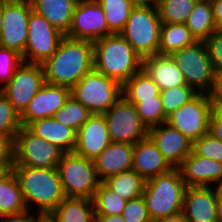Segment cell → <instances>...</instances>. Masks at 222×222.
Here are the masks:
<instances>
[{
    "instance_id": "obj_41",
    "label": "cell",
    "mask_w": 222,
    "mask_h": 222,
    "mask_svg": "<svg viewBox=\"0 0 222 222\" xmlns=\"http://www.w3.org/2000/svg\"><path fill=\"white\" fill-rule=\"evenodd\" d=\"M122 216L126 222H153L149 216L143 195L127 201Z\"/></svg>"
},
{
    "instance_id": "obj_4",
    "label": "cell",
    "mask_w": 222,
    "mask_h": 222,
    "mask_svg": "<svg viewBox=\"0 0 222 222\" xmlns=\"http://www.w3.org/2000/svg\"><path fill=\"white\" fill-rule=\"evenodd\" d=\"M186 187L179 168L146 180L143 198L152 221L181 213Z\"/></svg>"
},
{
    "instance_id": "obj_21",
    "label": "cell",
    "mask_w": 222,
    "mask_h": 222,
    "mask_svg": "<svg viewBox=\"0 0 222 222\" xmlns=\"http://www.w3.org/2000/svg\"><path fill=\"white\" fill-rule=\"evenodd\" d=\"M134 145L111 142L95 159V169L101 182L108 177L132 170Z\"/></svg>"
},
{
    "instance_id": "obj_42",
    "label": "cell",
    "mask_w": 222,
    "mask_h": 222,
    "mask_svg": "<svg viewBox=\"0 0 222 222\" xmlns=\"http://www.w3.org/2000/svg\"><path fill=\"white\" fill-rule=\"evenodd\" d=\"M214 72L222 71V29L215 30L205 41Z\"/></svg>"
},
{
    "instance_id": "obj_33",
    "label": "cell",
    "mask_w": 222,
    "mask_h": 222,
    "mask_svg": "<svg viewBox=\"0 0 222 222\" xmlns=\"http://www.w3.org/2000/svg\"><path fill=\"white\" fill-rule=\"evenodd\" d=\"M95 215H122L127 200L118 196L104 182H100L93 196Z\"/></svg>"
},
{
    "instance_id": "obj_1",
    "label": "cell",
    "mask_w": 222,
    "mask_h": 222,
    "mask_svg": "<svg viewBox=\"0 0 222 222\" xmlns=\"http://www.w3.org/2000/svg\"><path fill=\"white\" fill-rule=\"evenodd\" d=\"M42 67L45 82L72 88L94 68L93 42L64 36Z\"/></svg>"
},
{
    "instance_id": "obj_52",
    "label": "cell",
    "mask_w": 222,
    "mask_h": 222,
    "mask_svg": "<svg viewBox=\"0 0 222 222\" xmlns=\"http://www.w3.org/2000/svg\"><path fill=\"white\" fill-rule=\"evenodd\" d=\"M135 2L137 5L138 4H154L156 0H132Z\"/></svg>"
},
{
    "instance_id": "obj_11",
    "label": "cell",
    "mask_w": 222,
    "mask_h": 222,
    "mask_svg": "<svg viewBox=\"0 0 222 222\" xmlns=\"http://www.w3.org/2000/svg\"><path fill=\"white\" fill-rule=\"evenodd\" d=\"M27 34L28 39L22 59L23 62L34 64H43L49 59L65 36L33 9L28 18Z\"/></svg>"
},
{
    "instance_id": "obj_31",
    "label": "cell",
    "mask_w": 222,
    "mask_h": 222,
    "mask_svg": "<svg viewBox=\"0 0 222 222\" xmlns=\"http://www.w3.org/2000/svg\"><path fill=\"white\" fill-rule=\"evenodd\" d=\"M160 94L159 87L141 69L122 85V96L128 102H141L143 99H155Z\"/></svg>"
},
{
    "instance_id": "obj_48",
    "label": "cell",
    "mask_w": 222,
    "mask_h": 222,
    "mask_svg": "<svg viewBox=\"0 0 222 222\" xmlns=\"http://www.w3.org/2000/svg\"><path fill=\"white\" fill-rule=\"evenodd\" d=\"M14 161H0V181L7 178L13 172Z\"/></svg>"
},
{
    "instance_id": "obj_36",
    "label": "cell",
    "mask_w": 222,
    "mask_h": 222,
    "mask_svg": "<svg viewBox=\"0 0 222 222\" xmlns=\"http://www.w3.org/2000/svg\"><path fill=\"white\" fill-rule=\"evenodd\" d=\"M135 105L141 121L149 129L167 121V115L164 113L160 94L155 99H143L141 102H129Z\"/></svg>"
},
{
    "instance_id": "obj_17",
    "label": "cell",
    "mask_w": 222,
    "mask_h": 222,
    "mask_svg": "<svg viewBox=\"0 0 222 222\" xmlns=\"http://www.w3.org/2000/svg\"><path fill=\"white\" fill-rule=\"evenodd\" d=\"M148 137L172 168H179L192 152L193 142L167 122L149 128Z\"/></svg>"
},
{
    "instance_id": "obj_7",
    "label": "cell",
    "mask_w": 222,
    "mask_h": 222,
    "mask_svg": "<svg viewBox=\"0 0 222 222\" xmlns=\"http://www.w3.org/2000/svg\"><path fill=\"white\" fill-rule=\"evenodd\" d=\"M62 188L66 197L93 199L100 180L94 160L75 152L63 153L57 166Z\"/></svg>"
},
{
    "instance_id": "obj_34",
    "label": "cell",
    "mask_w": 222,
    "mask_h": 222,
    "mask_svg": "<svg viewBox=\"0 0 222 222\" xmlns=\"http://www.w3.org/2000/svg\"><path fill=\"white\" fill-rule=\"evenodd\" d=\"M197 0H156L162 23H185Z\"/></svg>"
},
{
    "instance_id": "obj_53",
    "label": "cell",
    "mask_w": 222,
    "mask_h": 222,
    "mask_svg": "<svg viewBox=\"0 0 222 222\" xmlns=\"http://www.w3.org/2000/svg\"><path fill=\"white\" fill-rule=\"evenodd\" d=\"M2 25H3V13H2V3H0V37L2 33Z\"/></svg>"
},
{
    "instance_id": "obj_49",
    "label": "cell",
    "mask_w": 222,
    "mask_h": 222,
    "mask_svg": "<svg viewBox=\"0 0 222 222\" xmlns=\"http://www.w3.org/2000/svg\"><path fill=\"white\" fill-rule=\"evenodd\" d=\"M95 222H126L122 215H95Z\"/></svg>"
},
{
    "instance_id": "obj_23",
    "label": "cell",
    "mask_w": 222,
    "mask_h": 222,
    "mask_svg": "<svg viewBox=\"0 0 222 222\" xmlns=\"http://www.w3.org/2000/svg\"><path fill=\"white\" fill-rule=\"evenodd\" d=\"M142 69L161 90L187 85L183 73L170 55L155 54L142 60Z\"/></svg>"
},
{
    "instance_id": "obj_27",
    "label": "cell",
    "mask_w": 222,
    "mask_h": 222,
    "mask_svg": "<svg viewBox=\"0 0 222 222\" xmlns=\"http://www.w3.org/2000/svg\"><path fill=\"white\" fill-rule=\"evenodd\" d=\"M197 42L185 23H162L158 54L170 55L174 51Z\"/></svg>"
},
{
    "instance_id": "obj_39",
    "label": "cell",
    "mask_w": 222,
    "mask_h": 222,
    "mask_svg": "<svg viewBox=\"0 0 222 222\" xmlns=\"http://www.w3.org/2000/svg\"><path fill=\"white\" fill-rule=\"evenodd\" d=\"M22 63V55L17 51L0 47V90L10 82Z\"/></svg>"
},
{
    "instance_id": "obj_5",
    "label": "cell",
    "mask_w": 222,
    "mask_h": 222,
    "mask_svg": "<svg viewBox=\"0 0 222 222\" xmlns=\"http://www.w3.org/2000/svg\"><path fill=\"white\" fill-rule=\"evenodd\" d=\"M161 19L154 4H138L130 13L122 37L142 58L158 54Z\"/></svg>"
},
{
    "instance_id": "obj_35",
    "label": "cell",
    "mask_w": 222,
    "mask_h": 222,
    "mask_svg": "<svg viewBox=\"0 0 222 222\" xmlns=\"http://www.w3.org/2000/svg\"><path fill=\"white\" fill-rule=\"evenodd\" d=\"M91 115L92 113L81 102L70 95L53 118L61 124L78 131Z\"/></svg>"
},
{
    "instance_id": "obj_26",
    "label": "cell",
    "mask_w": 222,
    "mask_h": 222,
    "mask_svg": "<svg viewBox=\"0 0 222 222\" xmlns=\"http://www.w3.org/2000/svg\"><path fill=\"white\" fill-rule=\"evenodd\" d=\"M50 222H95L93 200L66 197L49 214Z\"/></svg>"
},
{
    "instance_id": "obj_15",
    "label": "cell",
    "mask_w": 222,
    "mask_h": 222,
    "mask_svg": "<svg viewBox=\"0 0 222 222\" xmlns=\"http://www.w3.org/2000/svg\"><path fill=\"white\" fill-rule=\"evenodd\" d=\"M112 34L100 4L96 0H78L70 29L65 36L94 42Z\"/></svg>"
},
{
    "instance_id": "obj_32",
    "label": "cell",
    "mask_w": 222,
    "mask_h": 222,
    "mask_svg": "<svg viewBox=\"0 0 222 222\" xmlns=\"http://www.w3.org/2000/svg\"><path fill=\"white\" fill-rule=\"evenodd\" d=\"M103 8L109 30L120 34L133 8L137 5L132 0H96Z\"/></svg>"
},
{
    "instance_id": "obj_13",
    "label": "cell",
    "mask_w": 222,
    "mask_h": 222,
    "mask_svg": "<svg viewBox=\"0 0 222 222\" xmlns=\"http://www.w3.org/2000/svg\"><path fill=\"white\" fill-rule=\"evenodd\" d=\"M32 5L30 0H6L2 2L3 25L0 47L12 49L23 55L28 34L27 23Z\"/></svg>"
},
{
    "instance_id": "obj_50",
    "label": "cell",
    "mask_w": 222,
    "mask_h": 222,
    "mask_svg": "<svg viewBox=\"0 0 222 222\" xmlns=\"http://www.w3.org/2000/svg\"><path fill=\"white\" fill-rule=\"evenodd\" d=\"M153 222H188V220L185 218L184 214L181 212V213H177V214L170 215L167 217L159 218Z\"/></svg>"
},
{
    "instance_id": "obj_46",
    "label": "cell",
    "mask_w": 222,
    "mask_h": 222,
    "mask_svg": "<svg viewBox=\"0 0 222 222\" xmlns=\"http://www.w3.org/2000/svg\"><path fill=\"white\" fill-rule=\"evenodd\" d=\"M209 95L216 107L222 106V71L215 72L214 85Z\"/></svg>"
},
{
    "instance_id": "obj_18",
    "label": "cell",
    "mask_w": 222,
    "mask_h": 222,
    "mask_svg": "<svg viewBox=\"0 0 222 222\" xmlns=\"http://www.w3.org/2000/svg\"><path fill=\"white\" fill-rule=\"evenodd\" d=\"M111 142L104 115L92 114L77 131L74 152L94 160Z\"/></svg>"
},
{
    "instance_id": "obj_20",
    "label": "cell",
    "mask_w": 222,
    "mask_h": 222,
    "mask_svg": "<svg viewBox=\"0 0 222 222\" xmlns=\"http://www.w3.org/2000/svg\"><path fill=\"white\" fill-rule=\"evenodd\" d=\"M182 213L188 222H218L216 187H186Z\"/></svg>"
},
{
    "instance_id": "obj_2",
    "label": "cell",
    "mask_w": 222,
    "mask_h": 222,
    "mask_svg": "<svg viewBox=\"0 0 222 222\" xmlns=\"http://www.w3.org/2000/svg\"><path fill=\"white\" fill-rule=\"evenodd\" d=\"M13 172L18 178L29 211L36 210L49 215L66 198L57 168L13 165Z\"/></svg>"
},
{
    "instance_id": "obj_37",
    "label": "cell",
    "mask_w": 222,
    "mask_h": 222,
    "mask_svg": "<svg viewBox=\"0 0 222 222\" xmlns=\"http://www.w3.org/2000/svg\"><path fill=\"white\" fill-rule=\"evenodd\" d=\"M197 94L198 93L188 85L161 90L160 97L164 113L169 116L174 110L182 107Z\"/></svg>"
},
{
    "instance_id": "obj_30",
    "label": "cell",
    "mask_w": 222,
    "mask_h": 222,
    "mask_svg": "<svg viewBox=\"0 0 222 222\" xmlns=\"http://www.w3.org/2000/svg\"><path fill=\"white\" fill-rule=\"evenodd\" d=\"M18 178L12 172L0 181V216L27 211Z\"/></svg>"
},
{
    "instance_id": "obj_25",
    "label": "cell",
    "mask_w": 222,
    "mask_h": 222,
    "mask_svg": "<svg viewBox=\"0 0 222 222\" xmlns=\"http://www.w3.org/2000/svg\"><path fill=\"white\" fill-rule=\"evenodd\" d=\"M32 9L45 17L49 23L66 35L78 0H30Z\"/></svg>"
},
{
    "instance_id": "obj_40",
    "label": "cell",
    "mask_w": 222,
    "mask_h": 222,
    "mask_svg": "<svg viewBox=\"0 0 222 222\" xmlns=\"http://www.w3.org/2000/svg\"><path fill=\"white\" fill-rule=\"evenodd\" d=\"M192 151L198 156L213 159L222 164V141L216 139L210 133L195 140Z\"/></svg>"
},
{
    "instance_id": "obj_24",
    "label": "cell",
    "mask_w": 222,
    "mask_h": 222,
    "mask_svg": "<svg viewBox=\"0 0 222 222\" xmlns=\"http://www.w3.org/2000/svg\"><path fill=\"white\" fill-rule=\"evenodd\" d=\"M26 128L35 136L52 143L64 153L74 152L77 131L61 124L53 117L37 119L29 123Z\"/></svg>"
},
{
    "instance_id": "obj_43",
    "label": "cell",
    "mask_w": 222,
    "mask_h": 222,
    "mask_svg": "<svg viewBox=\"0 0 222 222\" xmlns=\"http://www.w3.org/2000/svg\"><path fill=\"white\" fill-rule=\"evenodd\" d=\"M36 215H35V214ZM32 212L27 210L17 214H9L0 216V221L3 222H47L49 215L41 212Z\"/></svg>"
},
{
    "instance_id": "obj_44",
    "label": "cell",
    "mask_w": 222,
    "mask_h": 222,
    "mask_svg": "<svg viewBox=\"0 0 222 222\" xmlns=\"http://www.w3.org/2000/svg\"><path fill=\"white\" fill-rule=\"evenodd\" d=\"M14 143L12 136L0 133V161H14Z\"/></svg>"
},
{
    "instance_id": "obj_14",
    "label": "cell",
    "mask_w": 222,
    "mask_h": 222,
    "mask_svg": "<svg viewBox=\"0 0 222 222\" xmlns=\"http://www.w3.org/2000/svg\"><path fill=\"white\" fill-rule=\"evenodd\" d=\"M44 83L42 64L23 62L0 92L9 99L14 109L21 115Z\"/></svg>"
},
{
    "instance_id": "obj_51",
    "label": "cell",
    "mask_w": 222,
    "mask_h": 222,
    "mask_svg": "<svg viewBox=\"0 0 222 222\" xmlns=\"http://www.w3.org/2000/svg\"><path fill=\"white\" fill-rule=\"evenodd\" d=\"M217 220L222 222V194L216 189Z\"/></svg>"
},
{
    "instance_id": "obj_38",
    "label": "cell",
    "mask_w": 222,
    "mask_h": 222,
    "mask_svg": "<svg viewBox=\"0 0 222 222\" xmlns=\"http://www.w3.org/2000/svg\"><path fill=\"white\" fill-rule=\"evenodd\" d=\"M21 127L19 113L14 109L9 99L0 92V133L15 139Z\"/></svg>"
},
{
    "instance_id": "obj_45",
    "label": "cell",
    "mask_w": 222,
    "mask_h": 222,
    "mask_svg": "<svg viewBox=\"0 0 222 222\" xmlns=\"http://www.w3.org/2000/svg\"><path fill=\"white\" fill-rule=\"evenodd\" d=\"M208 133L222 141V109L220 107H216L211 114Z\"/></svg>"
},
{
    "instance_id": "obj_47",
    "label": "cell",
    "mask_w": 222,
    "mask_h": 222,
    "mask_svg": "<svg viewBox=\"0 0 222 222\" xmlns=\"http://www.w3.org/2000/svg\"><path fill=\"white\" fill-rule=\"evenodd\" d=\"M213 8V19L217 29H222V0H210Z\"/></svg>"
},
{
    "instance_id": "obj_54",
    "label": "cell",
    "mask_w": 222,
    "mask_h": 222,
    "mask_svg": "<svg viewBox=\"0 0 222 222\" xmlns=\"http://www.w3.org/2000/svg\"><path fill=\"white\" fill-rule=\"evenodd\" d=\"M217 191L222 194V180L216 185Z\"/></svg>"
},
{
    "instance_id": "obj_6",
    "label": "cell",
    "mask_w": 222,
    "mask_h": 222,
    "mask_svg": "<svg viewBox=\"0 0 222 222\" xmlns=\"http://www.w3.org/2000/svg\"><path fill=\"white\" fill-rule=\"evenodd\" d=\"M71 96L92 114H104L122 97V85L93 68L71 88Z\"/></svg>"
},
{
    "instance_id": "obj_22",
    "label": "cell",
    "mask_w": 222,
    "mask_h": 222,
    "mask_svg": "<svg viewBox=\"0 0 222 222\" xmlns=\"http://www.w3.org/2000/svg\"><path fill=\"white\" fill-rule=\"evenodd\" d=\"M132 169L145 180L169 172L173 169L149 138L134 144Z\"/></svg>"
},
{
    "instance_id": "obj_29",
    "label": "cell",
    "mask_w": 222,
    "mask_h": 222,
    "mask_svg": "<svg viewBox=\"0 0 222 222\" xmlns=\"http://www.w3.org/2000/svg\"><path fill=\"white\" fill-rule=\"evenodd\" d=\"M103 182L127 201L142 196L146 184V180L133 169L110 176Z\"/></svg>"
},
{
    "instance_id": "obj_9",
    "label": "cell",
    "mask_w": 222,
    "mask_h": 222,
    "mask_svg": "<svg viewBox=\"0 0 222 222\" xmlns=\"http://www.w3.org/2000/svg\"><path fill=\"white\" fill-rule=\"evenodd\" d=\"M216 106L209 94L198 93L182 107L174 110L167 123L194 142L209 132V121Z\"/></svg>"
},
{
    "instance_id": "obj_16",
    "label": "cell",
    "mask_w": 222,
    "mask_h": 222,
    "mask_svg": "<svg viewBox=\"0 0 222 222\" xmlns=\"http://www.w3.org/2000/svg\"><path fill=\"white\" fill-rule=\"evenodd\" d=\"M71 95V88L45 82L20 115L23 127L42 118L53 117Z\"/></svg>"
},
{
    "instance_id": "obj_3",
    "label": "cell",
    "mask_w": 222,
    "mask_h": 222,
    "mask_svg": "<svg viewBox=\"0 0 222 222\" xmlns=\"http://www.w3.org/2000/svg\"><path fill=\"white\" fill-rule=\"evenodd\" d=\"M94 69L123 85L142 69L143 58L121 34L105 36L93 42Z\"/></svg>"
},
{
    "instance_id": "obj_19",
    "label": "cell",
    "mask_w": 222,
    "mask_h": 222,
    "mask_svg": "<svg viewBox=\"0 0 222 222\" xmlns=\"http://www.w3.org/2000/svg\"><path fill=\"white\" fill-rule=\"evenodd\" d=\"M179 170L186 186L189 187H216L222 180V164L198 156L193 151L184 159Z\"/></svg>"
},
{
    "instance_id": "obj_12",
    "label": "cell",
    "mask_w": 222,
    "mask_h": 222,
    "mask_svg": "<svg viewBox=\"0 0 222 222\" xmlns=\"http://www.w3.org/2000/svg\"><path fill=\"white\" fill-rule=\"evenodd\" d=\"M103 115L112 142L134 145L148 137L149 129L141 121L135 105L123 96Z\"/></svg>"
},
{
    "instance_id": "obj_10",
    "label": "cell",
    "mask_w": 222,
    "mask_h": 222,
    "mask_svg": "<svg viewBox=\"0 0 222 222\" xmlns=\"http://www.w3.org/2000/svg\"><path fill=\"white\" fill-rule=\"evenodd\" d=\"M63 151L52 143L21 127L14 143V164L33 168H57Z\"/></svg>"
},
{
    "instance_id": "obj_28",
    "label": "cell",
    "mask_w": 222,
    "mask_h": 222,
    "mask_svg": "<svg viewBox=\"0 0 222 222\" xmlns=\"http://www.w3.org/2000/svg\"><path fill=\"white\" fill-rule=\"evenodd\" d=\"M185 24L197 41H206L217 30L211 1L197 0Z\"/></svg>"
},
{
    "instance_id": "obj_8",
    "label": "cell",
    "mask_w": 222,
    "mask_h": 222,
    "mask_svg": "<svg viewBox=\"0 0 222 222\" xmlns=\"http://www.w3.org/2000/svg\"><path fill=\"white\" fill-rule=\"evenodd\" d=\"M170 56L183 73L185 83L197 93L210 94L215 72L205 41L174 51Z\"/></svg>"
}]
</instances>
